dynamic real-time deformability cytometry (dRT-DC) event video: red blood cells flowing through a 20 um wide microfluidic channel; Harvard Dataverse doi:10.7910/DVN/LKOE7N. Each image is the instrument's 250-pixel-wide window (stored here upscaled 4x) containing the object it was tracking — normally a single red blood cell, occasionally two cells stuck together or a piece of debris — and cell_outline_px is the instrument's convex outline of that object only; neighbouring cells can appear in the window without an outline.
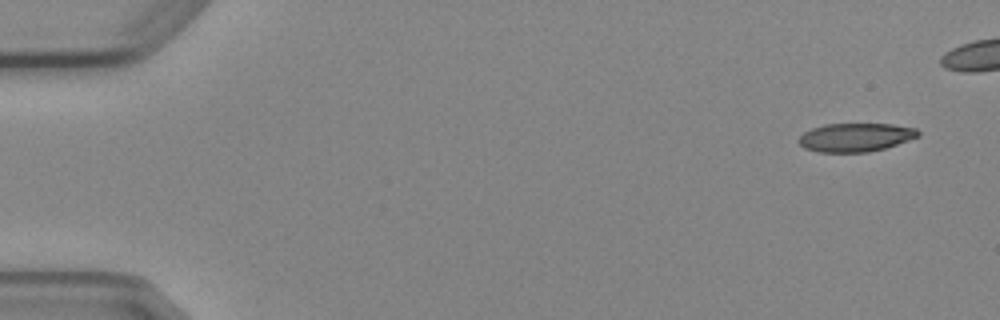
{"species": "Egyptian fruit bat (a non-hibernating species)", "species_latin": "Rousettus aegyptiacus", "temperature_condition": "cold", "stored_images_in_passage": 6, "camera_frame_rate_fps": 3000, "um_per_image_px": 0.085, "animal": {"sex": "female"}, "frame": {"image": 1, "passage_image": 1, "time_ms": 0.0, "image_size_px": [1000, 320], "cell_outline_px": [[920, 136], [884, 148], [868, 152], [820, 152], [804, 148], [796, 140], [804, 132], [812, 128], [824, 124], [892, 124], [916, 128], [920, 132]], "centroid_in_image_um": [72.7, 11.67], "position_along_channel_um": 12.3, "area_um2": 19.83}}
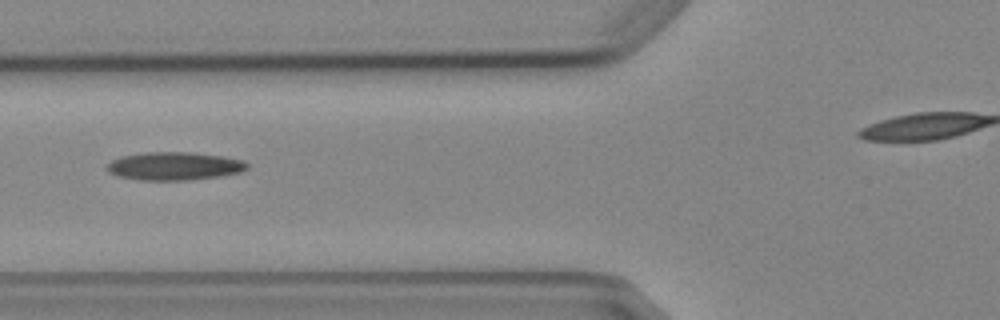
{"frame": {"image": 2, "passage_image": 6, "time_ms": 6.0, "image_size_px": [1000, 320], "cell_outline_px": [[248, 168], [240, 172], [220, 176], [188, 180], [140, 180], [116, 176], [108, 172], [108, 164], [112, 160], [120, 156], [144, 152], [192, 152], [224, 156], [244, 160], [248, 164]], "centroid_in_image_um": [14.82, 14.11], "position_along_channel_um": 111.0, "area_um2": 23.12}}